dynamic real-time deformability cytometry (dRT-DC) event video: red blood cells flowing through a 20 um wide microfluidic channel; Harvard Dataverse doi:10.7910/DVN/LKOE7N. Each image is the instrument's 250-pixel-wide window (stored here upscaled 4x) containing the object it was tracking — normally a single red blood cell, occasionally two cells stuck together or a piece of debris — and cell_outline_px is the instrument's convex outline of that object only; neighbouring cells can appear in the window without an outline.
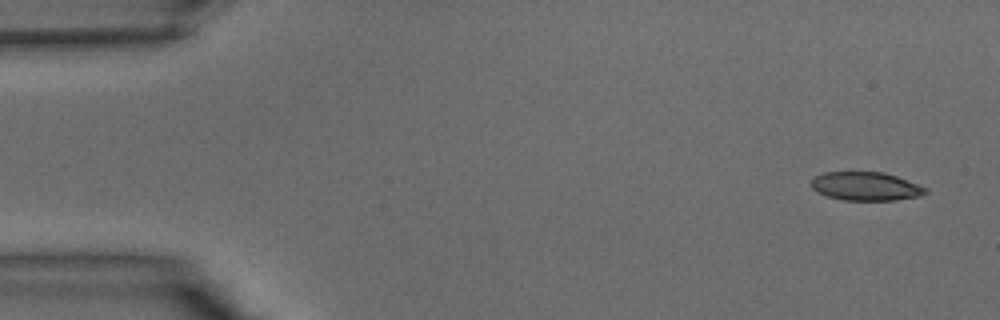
{"species": "common noctule bat (a hibernating species)", "species_latin": "Nyctalus noctula", "temperature_condition": "warm", "stored_images_in_passage": 38, "camera_frame_rate_fps": 3000, "um_per_image_px": 0.085, "animal": {"sex": "male", "body_mass_g": 15.6}, "frame": {"image": 1, "passage_image": 1, "time_ms": 0.0, "image_size_px": [1000, 320], "cell_outline_px": [[928, 192], [920, 196], [896, 200], [844, 200], [828, 196], [812, 188], [812, 180], [816, 176], [824, 172], [884, 172], [896, 176], [928, 188]], "centroid_in_image_um": [73.63, 15.83], "position_along_channel_um": 11.4, "area_um2": 18.84}}
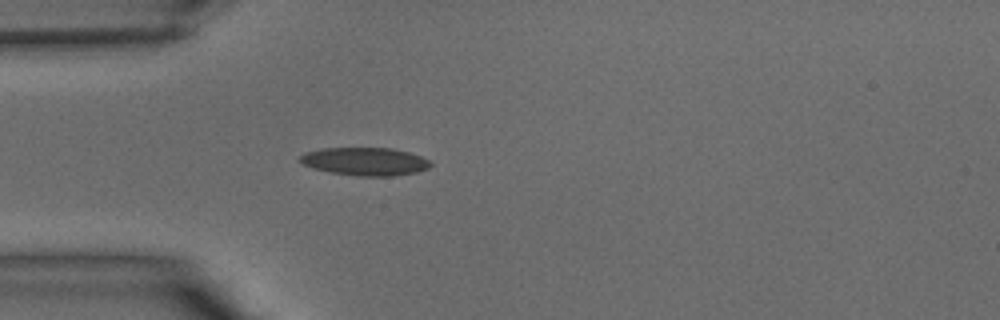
{"frame": {"image": 2, "passage_image": 10, "time_ms": 3.0, "image_size_px": [1000, 320], "cell_outline_px": [[432, 164], [428, 168], [416, 172], [392, 176], [356, 176], [332, 172], [312, 168], [296, 160], [304, 152], [320, 148], [392, 148], [408, 152], [420, 156], [428, 160]], "centroid_in_image_um": [30.98, 13.72], "position_along_channel_um": 54.0, "area_um2": 21.33}}
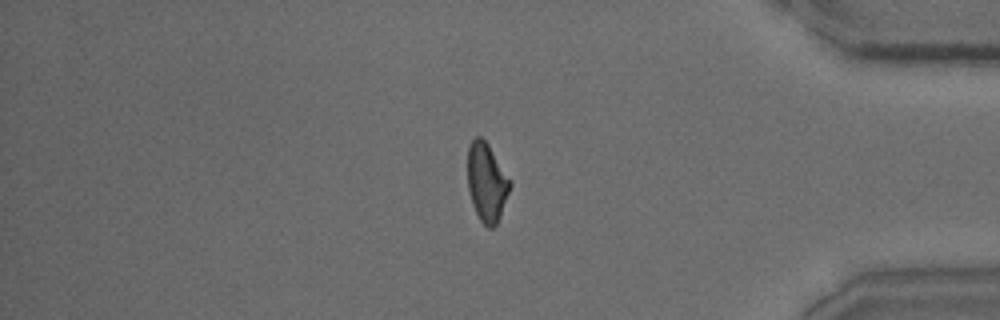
{"frame": {"image": 3, "passage_image": 32, "time_ms": 10.333, "image_size_px": [1000, 320], "cell_outline_px": [[512, 184], [500, 216], [496, 224], [492, 228], [488, 228], [480, 220], [472, 204], [468, 188], [468, 144], [476, 136], [480, 136], [488, 144], [512, 180]], "centroid_in_image_um": [41.38, 15.48], "position_along_channel_um": 393.8, "area_um2": 19.48}}